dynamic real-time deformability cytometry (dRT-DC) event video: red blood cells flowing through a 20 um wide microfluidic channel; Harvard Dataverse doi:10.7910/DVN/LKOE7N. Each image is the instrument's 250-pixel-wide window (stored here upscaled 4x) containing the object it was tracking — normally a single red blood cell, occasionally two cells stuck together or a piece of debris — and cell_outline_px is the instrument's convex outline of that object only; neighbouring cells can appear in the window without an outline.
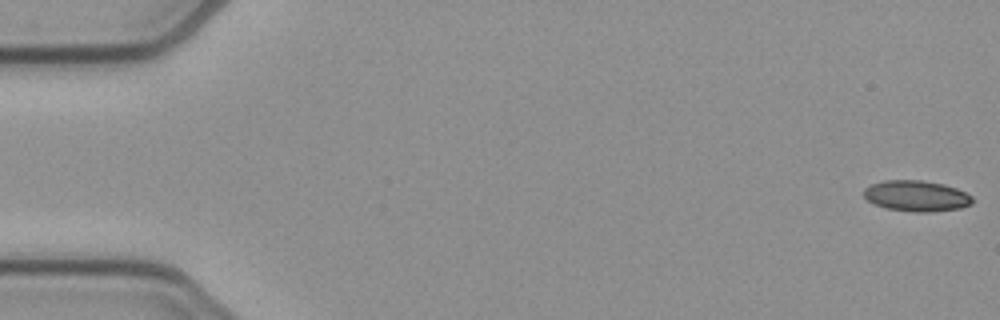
{"species": "common noctule bat (a hibernating species)", "species_latin": "Nyctalus noctula", "temperature_condition": "cold", "stored_images_in_passage": 53, "camera_frame_rate_fps": 3000, "um_per_image_px": 0.085, "animal": {"sex": "female", "body_mass_g": 21.9}, "frame": {"image": 1, "passage_image": 1, "time_ms": 0.0, "image_size_px": [1000, 320], "cell_outline_px": [[972, 204], [960, 208], [932, 212], [916, 212], [888, 208], [872, 204], [864, 196], [864, 188], [872, 184], [884, 180], [924, 180], [944, 184], [956, 188], [972, 196]], "centroid_in_image_um": [77.89, 16.65], "position_along_channel_um": 7.1, "area_um2": 19.54}}
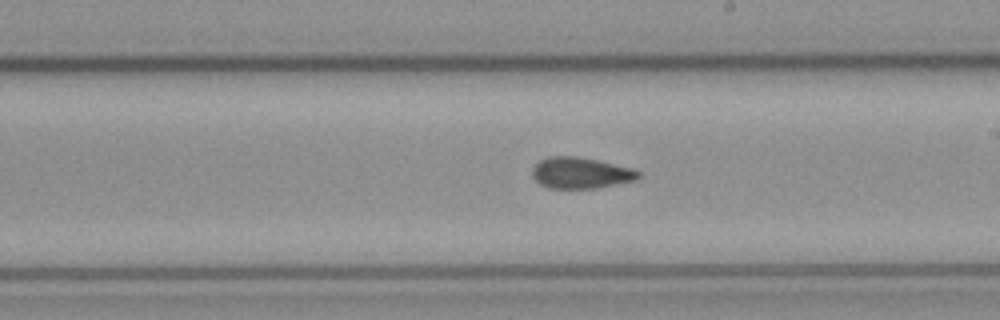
{"frame": {"image": 2, "passage_image": 30, "time_ms": 9.667, "image_size_px": [1000, 320], "cell_outline_px": [[640, 176], [636, 180], [596, 188], [548, 188], [540, 184], [532, 176], [532, 168], [540, 160], [548, 156], [576, 156], [596, 160], [632, 168], [640, 172]], "centroid_in_image_um": [49.34, 14.7], "position_along_channel_um": 239.7, "area_um2": 19.19}}
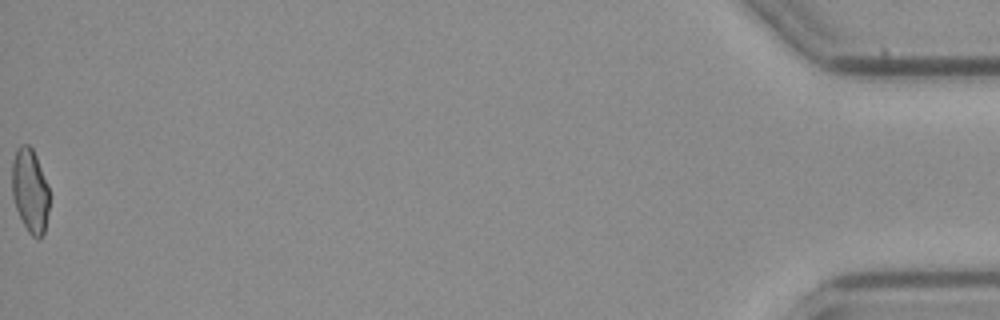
{"frame": {"image": 3, "passage_image": 53, "time_ms": 17.333, "image_size_px": [1000, 320], "cell_outline_px": [[48, 212], [44, 232], [40, 236], [32, 236], [28, 232], [16, 208], [12, 196], [12, 160], [16, 148], [20, 144], [28, 144], [32, 148], [36, 156], [48, 188]], "centroid_in_image_um": [2.52, 16.15], "position_along_channel_um": 432.7, "area_um2": 17.98}, "authors_computed_cell_mechanics": {"area_um2": 19.5364, "velocity_mm_per_s": 3.9122, "shape_relaxation_time_tau1_ms": null, "shape_relaxation_time_tau2_ms": 3.5765, "deformation_change_tau1": null, "deformation_change_tau2": 0.0859}}